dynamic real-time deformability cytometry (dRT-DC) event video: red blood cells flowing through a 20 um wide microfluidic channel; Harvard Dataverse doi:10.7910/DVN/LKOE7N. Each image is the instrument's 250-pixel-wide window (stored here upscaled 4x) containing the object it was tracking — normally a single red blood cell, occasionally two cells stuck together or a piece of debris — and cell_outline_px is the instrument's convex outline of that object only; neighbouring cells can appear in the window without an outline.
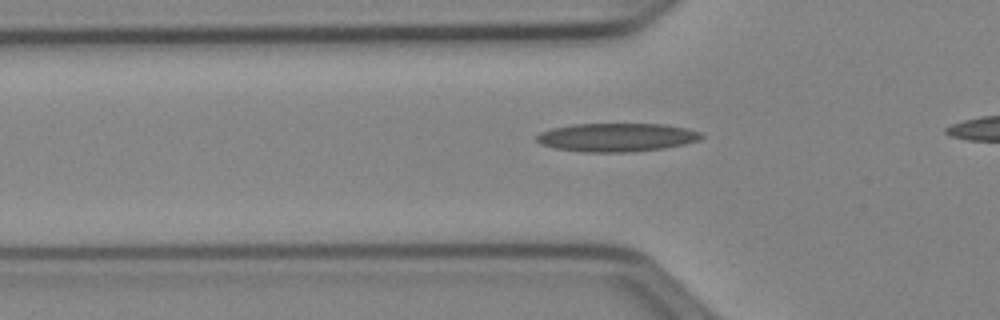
{"species": "Egyptian fruit bat (a non-hibernating species)", "species_latin": "Rousettus aegyptiacus", "temperature_condition": "cold", "stored_images_in_passage": 32, "camera_frame_rate_fps": 3000, "um_per_image_px": 0.085, "animal": {"sex": "female"}, "frame": {"image": 1, "passage_image": 7, "time_ms": 2.0, "image_size_px": [1000, 320], "cell_outline_px": [[704, 136], [700, 140], [684, 144], [664, 148], [632, 152], [584, 152], [556, 148], [540, 144], [536, 140], [536, 136], [540, 132], [552, 128], [572, 124], [664, 124], [684, 128], [700, 132]], "centroid_in_image_um": [52.41, 11.67], "position_along_channel_um": 73.4, "area_um2": 27.34}}
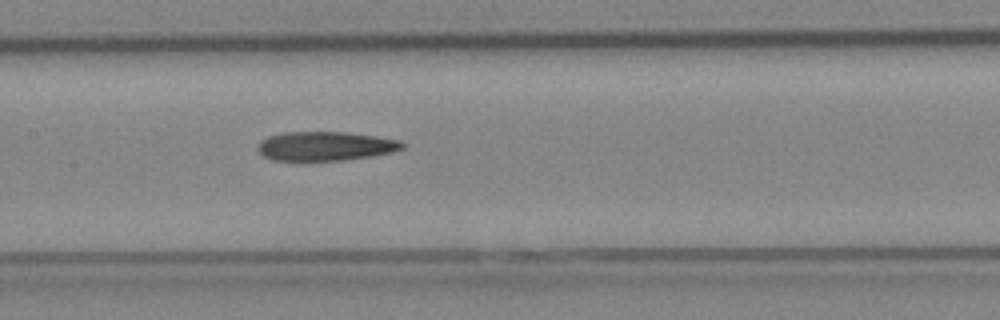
{"frame": {"image": 2, "passage_image": 15, "time_ms": 4.667, "image_size_px": [1000, 320], "cell_outline_px": [[404, 148], [392, 152], [344, 160], [272, 160], [264, 156], [256, 148], [260, 140], [268, 136], [284, 132], [348, 132], [376, 136], [400, 140], [404, 144]], "centroid_in_image_um": [27.64, 12.41], "position_along_channel_um": 179.8, "area_um2": 24.45}}
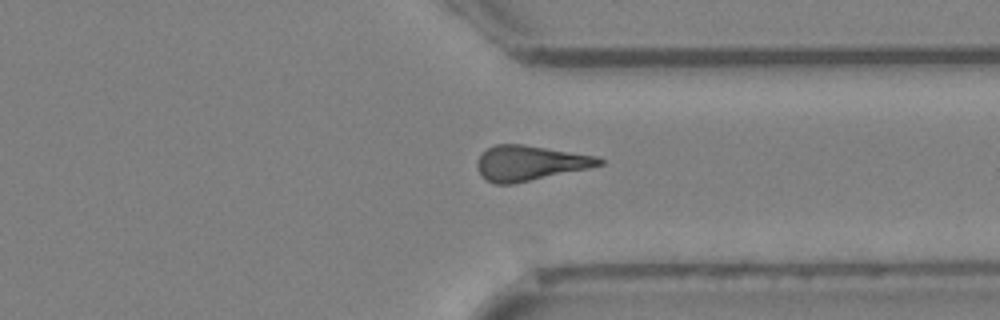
{"frame": {"image": 3, "passage_image": 29, "time_ms": 9.333, "image_size_px": [1000, 320], "cell_outline_px": [[604, 164], [588, 168], [512, 184], [496, 184], [488, 180], [480, 172], [476, 164], [476, 160], [488, 148], [496, 144], [524, 144], [596, 156], [604, 160]], "centroid_in_image_um": [45.04, 13.85], "position_along_channel_um": 366.4, "area_um2": 24.57}}